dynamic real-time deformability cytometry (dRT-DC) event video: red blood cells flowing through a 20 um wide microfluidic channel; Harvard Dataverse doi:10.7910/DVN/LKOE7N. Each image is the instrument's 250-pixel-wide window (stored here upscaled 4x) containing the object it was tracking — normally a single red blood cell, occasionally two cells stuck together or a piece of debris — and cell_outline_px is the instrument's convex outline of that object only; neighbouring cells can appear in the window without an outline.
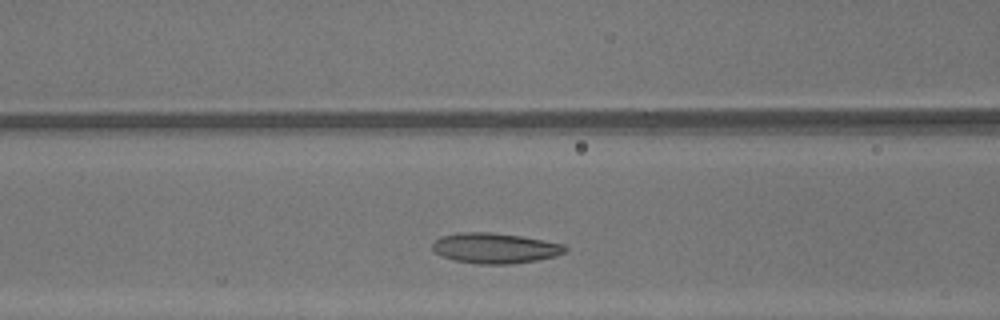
{"species": "common noctule bat (a hibernating species)", "species_latin": "Nyctalus noctula", "temperature_condition": "warm", "stored_images_in_passage": 25, "camera_frame_rate_fps": 3000, "um_per_image_px": 0.085, "animal": {"sex": "male", "body_mass_g": 13.3}, "frame": {"image": 1, "passage_image": 8, "time_ms": 2.333, "image_size_px": [1000, 320], "cell_outline_px": [[568, 252], [556, 256], [536, 260], [512, 264], [476, 264], [456, 260], [444, 256], [436, 252], [432, 248], [432, 244], [440, 236], [460, 232], [492, 232], [520, 236], [544, 240], [564, 244], [568, 248]], "centroid_in_image_um": [42.12, 21.09], "position_along_channel_um": 124.5, "area_um2": 23.52}}
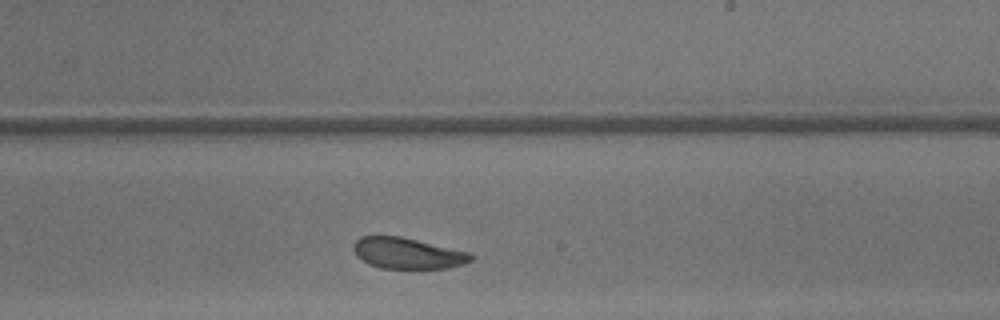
{"frame": {"image": 2, "passage_image": 17, "time_ms": 5.333, "image_size_px": [1000, 320], "cell_outline_px": [[476, 256], [472, 260], [464, 264], [448, 268], [380, 268], [368, 264], [356, 256], [352, 248], [352, 244], [360, 236], [400, 236], [472, 252]], "centroid_in_image_um": [34.66, 21.52], "position_along_channel_um": 254.3, "area_um2": 21.56}}
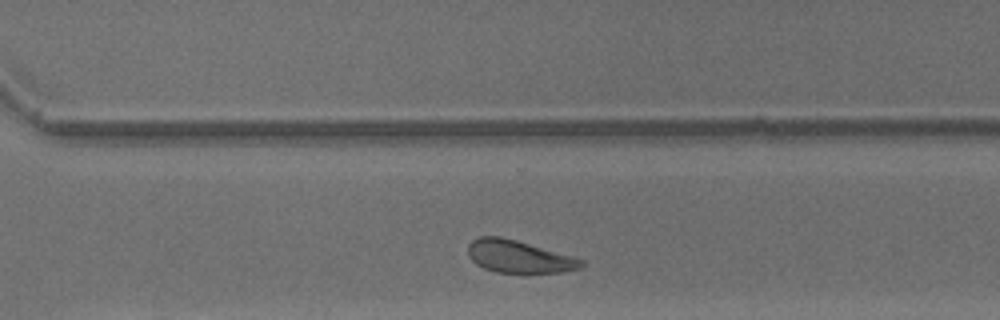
{"frame": {"image": 3, "passage_image": 22, "time_ms": 7.0, "image_size_px": [1000, 320], "cell_outline_px": [[588, 264], [580, 268], [560, 272], [496, 272], [484, 268], [476, 264], [468, 256], [468, 244], [472, 240], [480, 236], [500, 236], [516, 240], [572, 256], [584, 260]], "centroid_in_image_um": [44.1, 21.8], "position_along_channel_um": 326.5, "area_um2": 21.33}, "authors_computed_cell_mechanics": {"area_um2": 22.6576, "velocity_mm_per_s": 4.3445, "shape_relaxation_time_tau1_ms": 3.4956, "shape_relaxation_time_tau2_ms": 2.237, "deformation_change_tau1": 0.0843, "deformation_change_tau2": 0.0852}}